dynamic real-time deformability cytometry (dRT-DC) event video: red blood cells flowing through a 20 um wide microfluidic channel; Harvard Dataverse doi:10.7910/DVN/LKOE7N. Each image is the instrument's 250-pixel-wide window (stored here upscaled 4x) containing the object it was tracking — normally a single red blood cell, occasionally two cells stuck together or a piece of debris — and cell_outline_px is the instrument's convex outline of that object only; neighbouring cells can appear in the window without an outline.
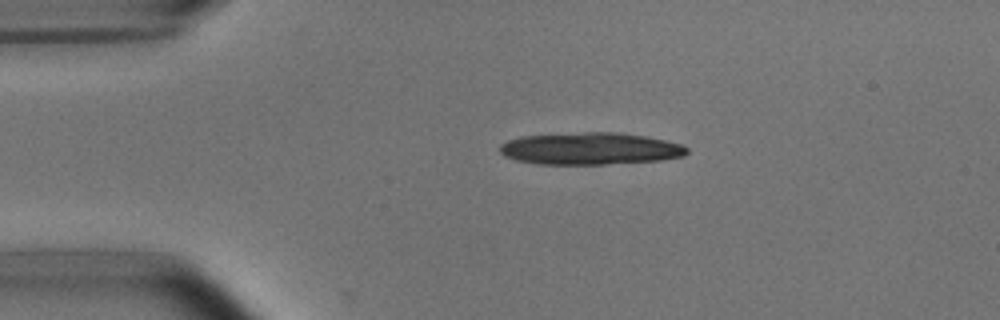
{"species": "common noctule bat (a hibernating species)", "species_latin": "Nyctalus noctula", "temperature_condition": "room temperature", "stored_images_in_passage": 2, "camera_frame_rate_fps": 3000, "um_per_image_px": 0.085, "animal": {"sex": "male", "body_mass_g": 15.6}, "frame": {"image": 1, "passage_image": 1, "time_ms": 0.0, "image_size_px": [1000, 320], "cell_outline_px": [[688, 152], [684, 156], [660, 160], [604, 164], [540, 164], [516, 160], [504, 156], [500, 152], [500, 144], [508, 140], [520, 136], [584, 132], [616, 132], [644, 136], [664, 140], [680, 144], [688, 148]], "centroid_in_image_um": [50.14, 12.63], "position_along_channel_um": 34.9, "area_um2": 34.91}}